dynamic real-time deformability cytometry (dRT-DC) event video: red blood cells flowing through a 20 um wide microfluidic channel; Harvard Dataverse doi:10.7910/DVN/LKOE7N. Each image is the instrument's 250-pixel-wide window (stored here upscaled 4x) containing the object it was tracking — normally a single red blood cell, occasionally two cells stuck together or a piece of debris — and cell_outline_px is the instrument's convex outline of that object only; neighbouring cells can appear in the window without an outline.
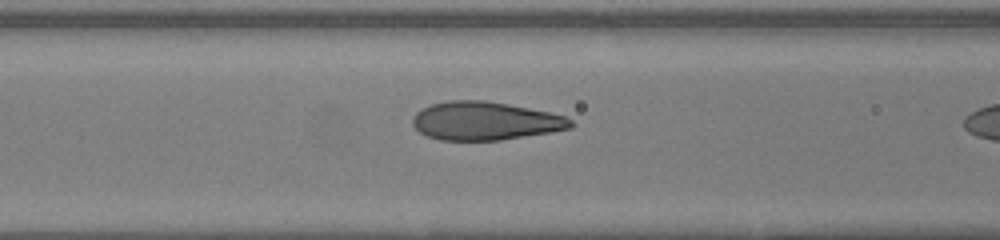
{"species": "human", "species_latin": "Homo sapiens", "temperature_condition": "warm", "stored_images_in_passage": 16, "camera_frame_rate_fps": 3000, "um_per_image_px": 0.085, "donor": {"sex": "female"}, "frame": {"image": 1, "passage_image": 14, "time_ms": 4.333, "image_size_px": [1000, 240], "cell_outline_px": [[576, 124], [572, 128], [552, 132], [500, 140], [440, 140], [428, 136], [420, 132], [412, 124], [412, 116], [420, 108], [432, 104], [448, 100], [484, 100], [508, 104], [548, 112], [564, 116], [572, 120]], "centroid_in_image_um": [41.23, 10.28], "position_along_channel_um": 125.4, "area_um2": 35.43}}